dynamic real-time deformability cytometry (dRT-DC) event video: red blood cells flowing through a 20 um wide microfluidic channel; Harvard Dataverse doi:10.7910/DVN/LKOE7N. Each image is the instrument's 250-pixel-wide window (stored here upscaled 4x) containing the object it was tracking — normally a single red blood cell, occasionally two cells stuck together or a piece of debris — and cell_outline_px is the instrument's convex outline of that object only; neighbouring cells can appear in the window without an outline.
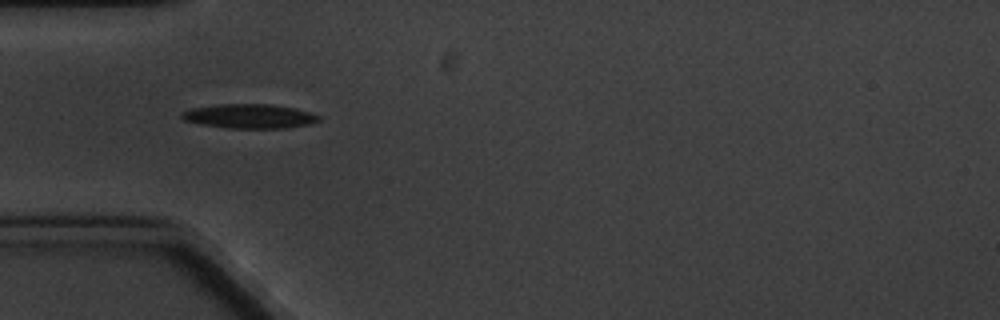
{"species": "common noctule bat (a hibernating species)", "species_latin": "Nyctalus noctula", "temperature_condition": "cold", "stored_images_in_passage": 4, "camera_frame_rate_fps": 3000, "um_per_image_px": 0.085, "animal": {"sex": "male", "body_mass_g": 20.1, "forearm_length_mm": 53.5}, "frame": {"image": 1, "passage_image": 2, "time_ms": 1.0, "image_size_px": [1000, 320], "cell_outline_px": [[320, 120], [308, 124], [288, 128], [228, 128], [200, 124], [184, 120], [180, 116], [180, 112], [192, 108], [220, 104], [272, 104], [296, 108], [320, 116]], "centroid_in_image_um": [21.19, 9.87], "position_along_channel_um": 63.8, "area_um2": 19.42}}
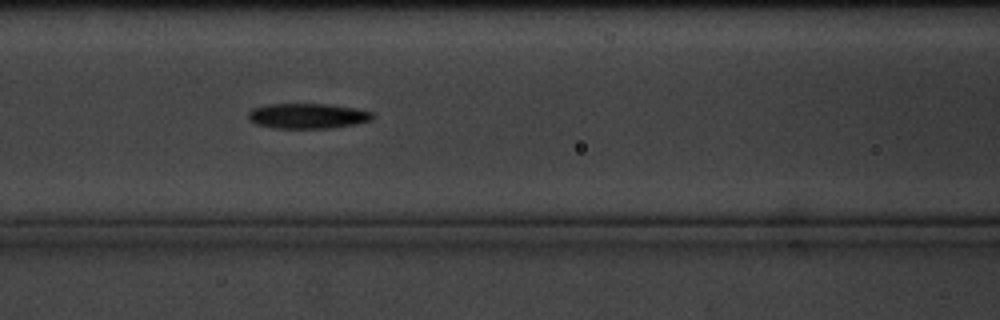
{"frame": {"image": 2, "passage_image": 4, "time_ms": 3.333, "image_size_px": [1000, 320], "cell_outline_px": [[372, 120], [356, 124], [332, 128], [272, 128], [256, 124], [248, 120], [248, 112], [252, 108], [268, 104], [328, 104], [352, 108], [372, 112]], "centroid_in_image_um": [26.09, 9.86], "position_along_channel_um": 140.5, "area_um2": 18.26}}